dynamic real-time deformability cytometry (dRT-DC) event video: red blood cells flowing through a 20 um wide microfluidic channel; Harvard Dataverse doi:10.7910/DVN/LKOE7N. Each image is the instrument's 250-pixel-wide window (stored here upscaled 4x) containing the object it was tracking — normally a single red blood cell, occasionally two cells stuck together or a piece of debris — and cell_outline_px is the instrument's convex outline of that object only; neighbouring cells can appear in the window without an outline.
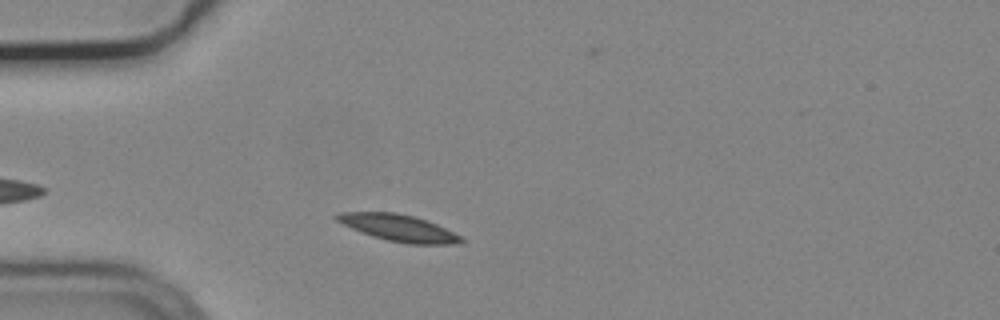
{"species": "common noctule bat (a hibernating species)", "species_latin": "Nyctalus noctula", "temperature_condition": "cold", "stored_images_in_passage": 40, "camera_frame_rate_fps": 3000, "um_per_image_px": 0.085, "animal": {"sex": "male", "body_mass_g": 19.2, "forearm_length_mm": 51.8}, "frame": {"image": 1, "passage_image": 3, "time_ms": 0.667, "image_size_px": [1000, 320], "cell_outline_px": [[464, 240], [456, 244], [408, 244], [388, 240], [372, 236], [352, 228], [336, 220], [332, 216], [340, 212], [396, 212], [412, 216], [436, 224], [460, 236]], "centroid_in_image_um": [33.85, 19.37], "position_along_channel_um": 51.2, "area_um2": 19.02}}
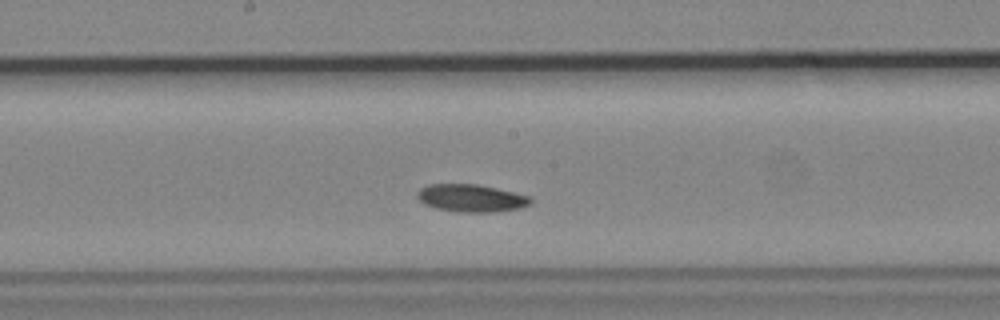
{"frame": {"image": 2, "passage_image": 17, "time_ms": 5.333, "image_size_px": [1000, 320], "cell_outline_px": [[532, 204], [520, 208], [492, 212], [456, 212], [436, 208], [424, 204], [416, 196], [416, 192], [420, 188], [428, 184], [476, 184], [496, 188], [528, 196], [532, 200]], "centroid_in_image_um": [40.02, 16.84], "position_along_channel_um": 208.2, "area_um2": 18.21}}
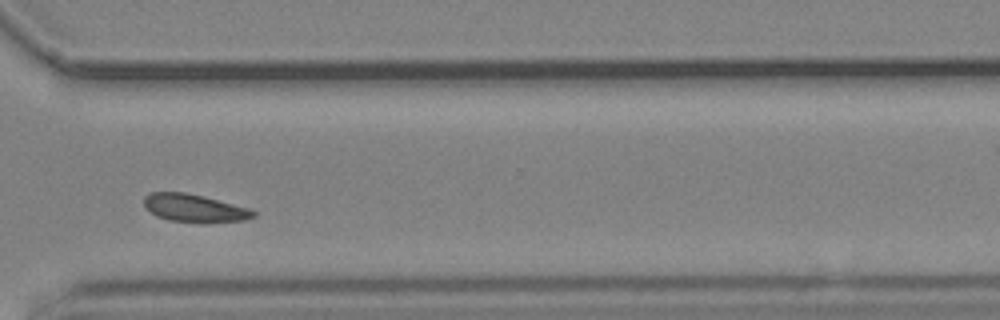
{"frame": {"image": 3, "passage_image": 29, "time_ms": 9.333, "image_size_px": [1000, 320], "cell_outline_px": [[256, 216], [244, 220], [168, 220], [156, 216], [144, 208], [144, 196], [152, 192], [184, 192], [204, 196], [248, 208], [256, 212]], "centroid_in_image_um": [16.45, 17.64], "position_along_channel_um": 354.2, "area_um2": 16.99}}